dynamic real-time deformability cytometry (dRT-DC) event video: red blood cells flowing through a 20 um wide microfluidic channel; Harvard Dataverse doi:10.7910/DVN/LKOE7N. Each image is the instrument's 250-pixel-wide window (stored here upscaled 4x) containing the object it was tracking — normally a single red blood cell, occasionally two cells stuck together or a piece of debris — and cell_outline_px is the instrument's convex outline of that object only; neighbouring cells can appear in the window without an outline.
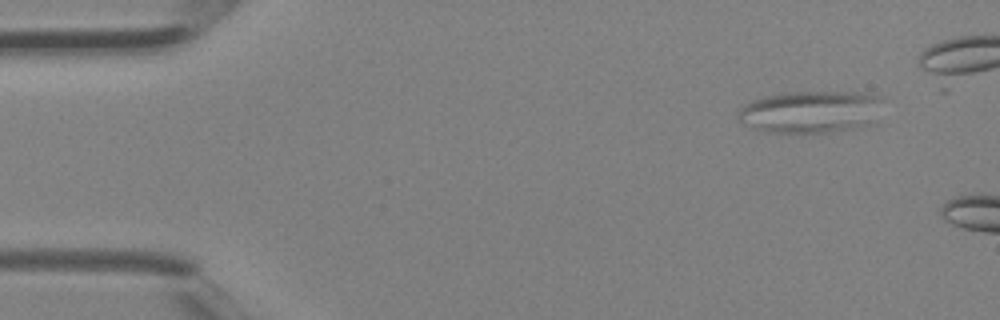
{"species": "Egyptian fruit bat (a non-hibernating species)", "species_latin": "Rousettus aegyptiacus", "temperature_condition": "room temperature", "stored_images_in_passage": 2, "camera_frame_rate_fps": 3000, "um_per_image_px": 0.085, "animal": {"sex": "female"}, "frame": {"image": 1, "passage_image": 1, "time_ms": 0.0, "image_size_px": [1000, 320], "cell_outline_px": [[884, 96], [864, 124], [848, 128], [828, 132], [768, 132], [756, 128], [740, 120], [740, 108], [744, 104], [752, 100], [764, 96], [784, 92], [856, 92]], "centroid_in_image_um": [68.79, 9.46], "position_along_channel_um": 16.2, "area_um2": 34.16}}